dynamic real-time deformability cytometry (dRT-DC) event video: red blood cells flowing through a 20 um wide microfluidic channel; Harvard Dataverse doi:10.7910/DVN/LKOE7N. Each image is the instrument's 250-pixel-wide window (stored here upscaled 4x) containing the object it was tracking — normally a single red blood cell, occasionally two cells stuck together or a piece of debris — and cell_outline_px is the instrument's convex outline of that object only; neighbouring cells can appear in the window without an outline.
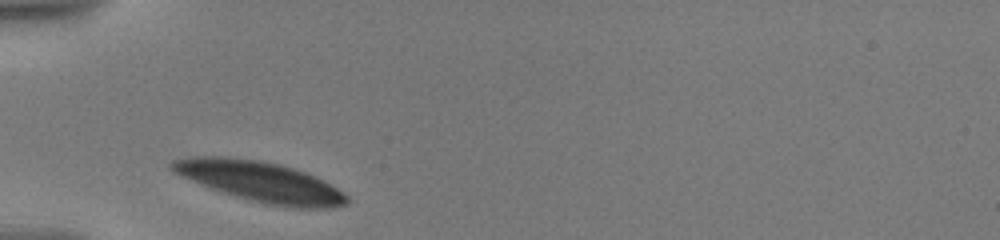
{"species": "human", "species_latin": "Homo sapiens", "temperature_condition": "warm", "stored_images_in_passage": 35, "camera_frame_rate_fps": 3000, "um_per_image_px": 0.085, "donor": {"sex": "male"}, "frame": {"image": 1, "passage_image": 1, "time_ms": 0.0, "image_size_px": [1000, 240], "cell_outline_px": [[348, 204], [336, 208], [296, 208], [248, 200], [208, 188], [180, 176], [172, 172], [168, 168], [168, 164], [172, 160], [192, 156], [228, 156], [260, 160], [280, 164], [316, 176], [324, 180], [344, 192], [348, 196]], "centroid_in_image_um": [22.09, 15.43], "position_along_channel_um": 62.9, "area_um2": 41.56}}
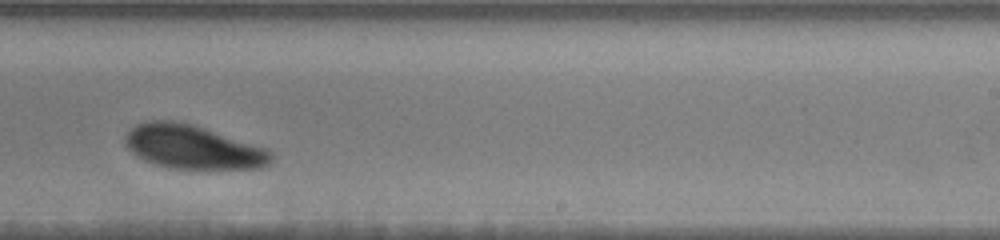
{"frame": {"image": 2, "passage_image": 19, "time_ms": 6.333, "image_size_px": [1000, 240], "cell_outline_px": [[272, 160], [264, 168], [168, 168], [144, 160], [136, 156], [124, 144], [124, 136], [136, 124], [148, 120], [172, 120], [192, 124], [264, 148], [272, 152]], "centroid_in_image_um": [16.33, 12.49], "position_along_channel_um": 272.7, "area_um2": 36.88}}
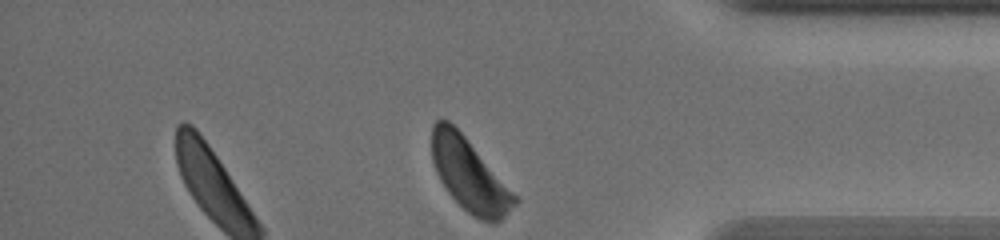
{"frame": {"image": 3, "passage_image": 35, "time_ms": 10.333, "image_size_px": [1000, 240], "cell_outline_px": [[520, 200], [500, 220], [492, 224], [480, 220], [472, 216], [448, 192], [440, 180], [436, 172], [432, 160], [432, 124], [436, 120], [448, 120], [464, 136]], "centroid_in_image_um": [39.88, 14.89], "position_along_channel_um": 395.3, "area_um2": 34.33}, "authors_computed_cell_mechanics": {"area_um2": 37.859, "velocity_mm_per_s": 3.4312, "shape_relaxation_time_tau1_ms": 1.7561, "shape_relaxation_time_tau2_ms": null, "deformation_change_tau1": 0.0863, "deformation_change_tau2": null}}